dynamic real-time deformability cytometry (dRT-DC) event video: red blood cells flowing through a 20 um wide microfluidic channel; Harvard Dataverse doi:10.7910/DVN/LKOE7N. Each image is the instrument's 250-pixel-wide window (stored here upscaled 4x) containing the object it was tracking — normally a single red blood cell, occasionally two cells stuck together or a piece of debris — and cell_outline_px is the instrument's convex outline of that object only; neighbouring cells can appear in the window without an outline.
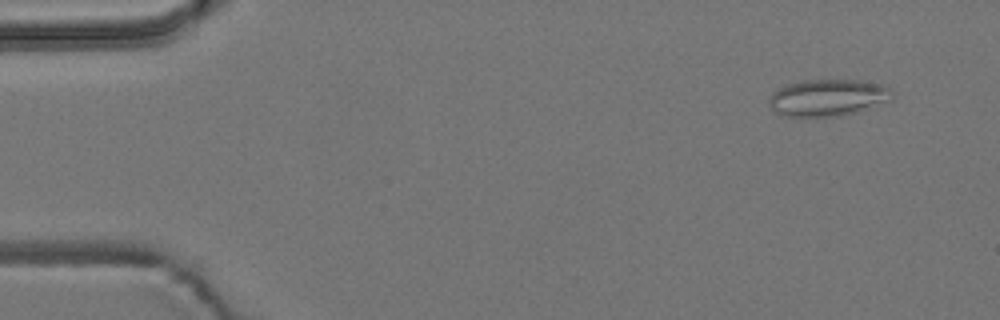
{"species": "common noctule bat (a hibernating species)", "species_latin": "Nyctalus noctula", "temperature_condition": "room temperature", "stored_images_in_passage": 4, "camera_frame_rate_fps": 3000, "um_per_image_px": 0.085, "animal": {"sex": "male", "body_mass_g": 19.2, "forearm_length_mm": 51.8}, "frame": {"image": 1, "passage_image": 1, "time_ms": 0.0, "image_size_px": [1000, 320], "cell_outline_px": [[892, 100], [840, 116], [788, 116], [776, 112], [768, 104], [768, 100], [772, 92], [788, 84], [804, 80], [856, 80], [880, 84], [888, 88], [892, 92]], "centroid_in_image_um": [70.34, 8.29], "position_along_channel_um": 14.7, "area_um2": 26.01}}